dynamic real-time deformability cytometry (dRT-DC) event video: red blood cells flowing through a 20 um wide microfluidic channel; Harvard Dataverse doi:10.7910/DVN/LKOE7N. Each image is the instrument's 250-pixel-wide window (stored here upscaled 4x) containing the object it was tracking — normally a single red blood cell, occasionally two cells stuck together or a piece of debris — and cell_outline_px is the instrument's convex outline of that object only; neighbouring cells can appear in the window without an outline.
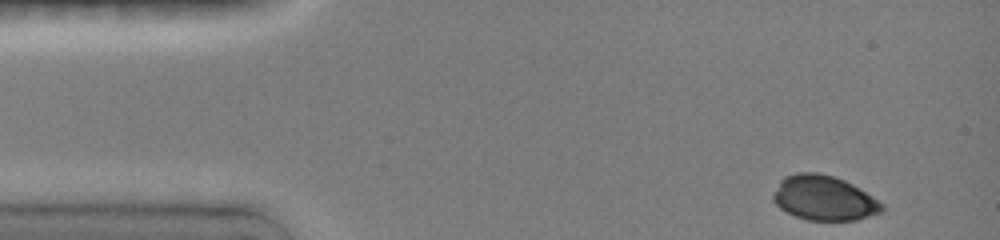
{"species": "common noctule bat (a hibernating species)", "species_latin": "Nyctalus noctula", "temperature_condition": "room temperature", "stored_images_in_passage": 41, "camera_frame_rate_fps": 3000, "um_per_image_px": 0.085, "animal": {"sex": "female", "body_mass_g": 19.0, "forearm_length_mm": 51.5}, "frame": {"image": 1, "passage_image": 1, "time_ms": 0.0, "image_size_px": [1000, 240], "cell_outline_px": [[884, 208], [880, 212], [856, 220], [808, 220], [796, 216], [780, 208], [772, 200], [772, 196], [780, 180], [784, 176], [796, 172], [820, 172], [844, 180], [860, 188], [884, 204]], "centroid_in_image_um": [70.02, 16.82], "position_along_channel_um": 15.0, "area_um2": 28.32}}
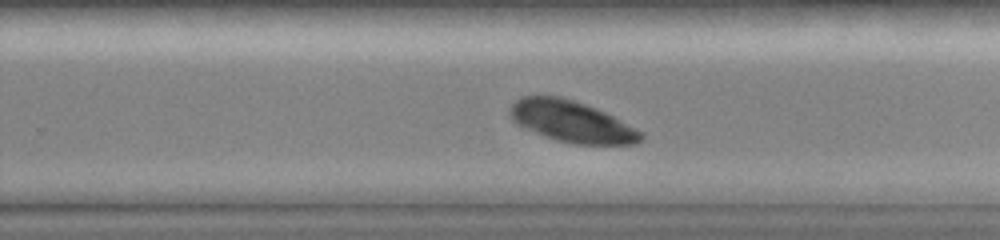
{"frame": {"image": 2, "passage_image": 28, "time_ms": 9.0, "image_size_px": [1000, 240], "cell_outline_px": [[644, 140], [636, 144], [576, 144], [556, 140], [524, 128], [516, 124], [512, 120], [508, 112], [508, 108], [520, 96], [560, 96], [596, 108], [644, 132]], "centroid_in_image_um": [48.58, 10.33], "position_along_channel_um": 281.2, "area_um2": 31.56}}
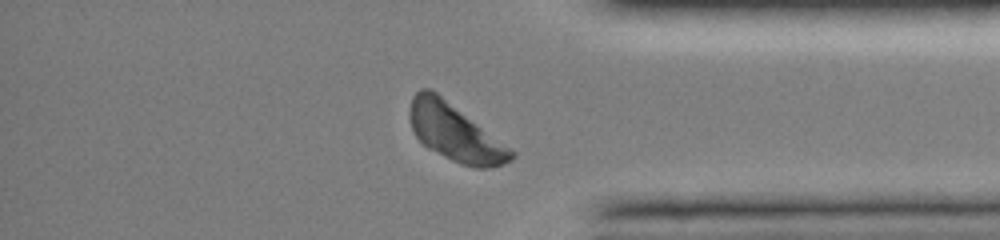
{"frame": {"image": 3, "passage_image": 37, "time_ms": 12.0, "image_size_px": [1000, 240], "cell_outline_px": [[516, 156], [512, 160], [504, 164], [488, 168], [476, 168], [460, 164], [428, 148], [416, 136], [412, 128], [408, 116], [408, 112], [412, 96], [420, 88], [432, 88], [512, 148], [516, 152]], "centroid_in_image_um": [38.69, 11.25], "position_along_channel_um": 396.5, "area_um2": 34.1}}